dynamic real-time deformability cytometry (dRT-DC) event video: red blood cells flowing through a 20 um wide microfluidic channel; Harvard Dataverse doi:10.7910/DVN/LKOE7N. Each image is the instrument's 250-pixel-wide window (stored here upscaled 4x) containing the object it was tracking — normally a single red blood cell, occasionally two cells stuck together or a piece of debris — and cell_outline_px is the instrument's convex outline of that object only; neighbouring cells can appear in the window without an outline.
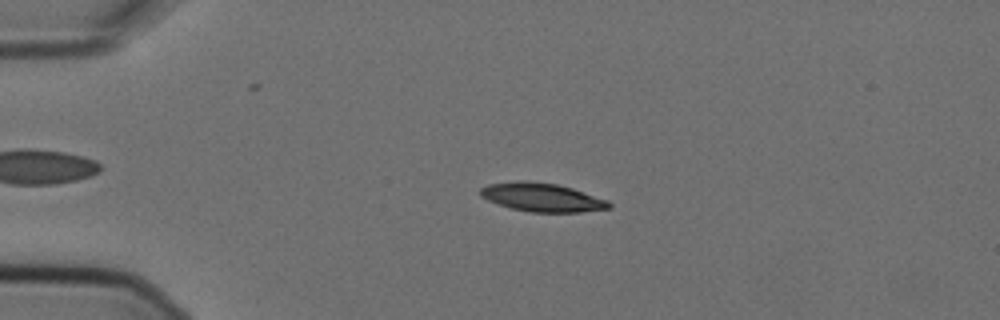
{"species": "Egyptian fruit bat (a non-hibernating species)", "species_latin": "Rousettus aegyptiacus", "temperature_condition": "cold", "stored_images_in_passage": 2, "camera_frame_rate_fps": 3000, "um_per_image_px": 0.085, "animal": {"sex": "female"}, "frame": {"image": 1, "passage_image": 1, "time_ms": 0.0, "image_size_px": [1000, 320], "cell_outline_px": [[612, 208], [580, 212], [532, 212], [512, 208], [488, 200], [480, 196], [480, 188], [488, 184], [524, 180], [556, 184], [572, 188], [608, 200], [612, 204]], "centroid_in_image_um": [46.1, 16.77], "position_along_channel_um": 38.9, "area_um2": 21.27}}